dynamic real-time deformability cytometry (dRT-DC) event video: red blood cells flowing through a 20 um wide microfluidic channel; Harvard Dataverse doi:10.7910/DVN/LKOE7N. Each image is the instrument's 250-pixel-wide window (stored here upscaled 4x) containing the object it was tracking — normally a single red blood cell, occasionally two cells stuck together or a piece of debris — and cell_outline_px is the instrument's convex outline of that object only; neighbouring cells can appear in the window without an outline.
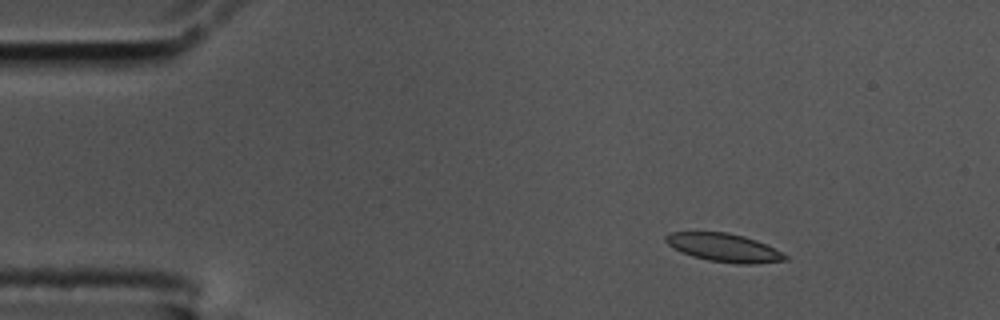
{"species": "common noctule bat (a hibernating species)", "species_latin": "Nyctalus noctula", "temperature_condition": "cold", "stored_images_in_passage": 50, "camera_frame_rate_fps": 3000, "um_per_image_px": 0.085, "animal": {"sex": "male", "body_mass_g": 17.5, "forearm_length_mm": 52.3}, "frame": {"image": 1, "passage_image": 1, "time_ms": 0.0, "image_size_px": [1000, 320], "cell_outline_px": [[788, 260], [752, 264], [736, 264], [708, 260], [692, 256], [680, 252], [672, 248], [664, 240], [664, 236], [668, 232], [728, 232], [744, 236], [756, 240], [788, 256]], "centroid_in_image_um": [61.48, 21.05], "position_along_channel_um": 23.5, "area_um2": 19.71}}
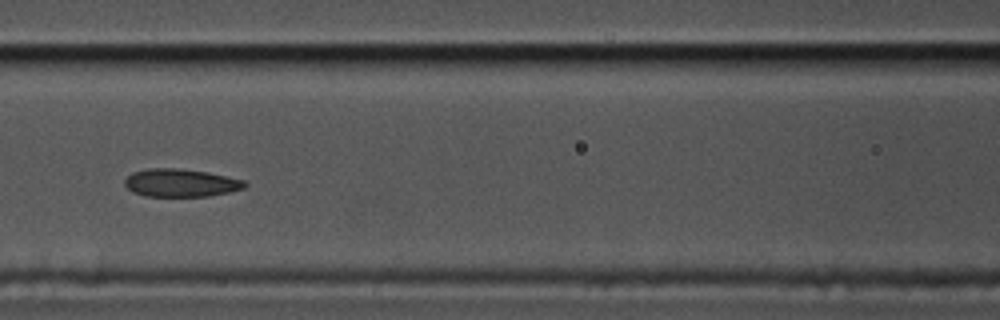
{"frame": {"image": 2, "passage_image": 18, "time_ms": 5.667, "image_size_px": [1000, 320], "cell_outline_px": [[248, 184], [244, 188], [228, 192], [208, 196], [144, 196], [132, 192], [124, 184], [124, 180], [132, 172], [148, 168], [176, 168], [208, 172], [244, 180]], "centroid_in_image_um": [15.34, 15.54], "position_along_channel_um": 151.3, "area_um2": 19.54}}
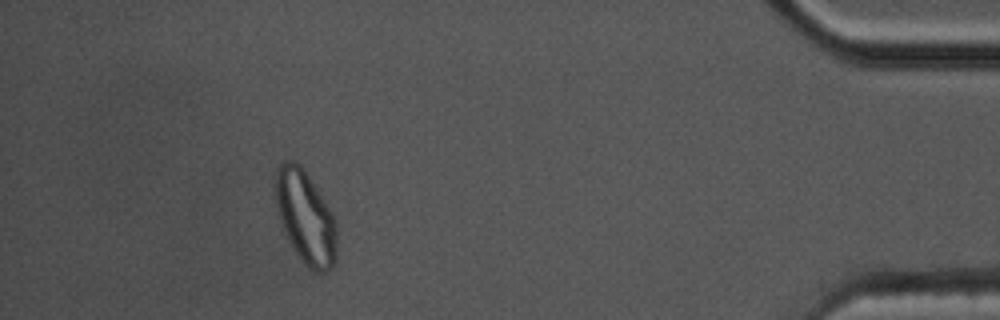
{"frame": {"image": 3, "passage_image": 45, "time_ms": 14.667, "image_size_px": [1000, 320], "cell_outline_px": [[336, 260], [332, 268], [324, 272], [316, 272], [304, 264], [296, 252], [284, 228], [276, 204], [276, 168], [284, 160], [292, 160], [300, 164], [332, 212], [336, 220]], "centroid_in_image_um": [26.0, 18.46], "position_along_channel_um": 409.2, "area_um2": 32.6}, "authors_computed_cell_mechanics": {"area_um2": 20.23, "velocity_mm_per_s": 3.5002, "shape_relaxation_time_tau1_ms": 5.8815, "shape_relaxation_time_tau2_ms": 1.4939, "deformation_change_tau1": 0.1648, "deformation_change_tau2": 0.0652}}